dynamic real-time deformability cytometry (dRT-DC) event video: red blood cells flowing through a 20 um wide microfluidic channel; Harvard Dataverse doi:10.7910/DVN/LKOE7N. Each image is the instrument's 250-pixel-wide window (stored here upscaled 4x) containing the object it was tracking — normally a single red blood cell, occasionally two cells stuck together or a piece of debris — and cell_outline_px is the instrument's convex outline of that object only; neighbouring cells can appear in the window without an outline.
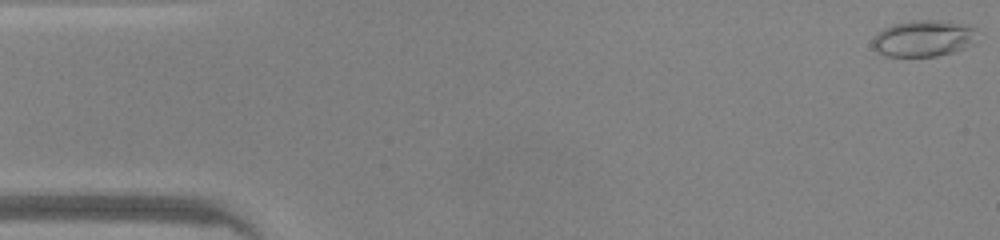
{"species": "common noctule bat (a hibernating species)", "species_latin": "Nyctalus noctula", "temperature_condition": "warm", "stored_images_in_passage": 47, "camera_frame_rate_fps": 3000, "um_per_image_px": 0.085, "animal": {"sex": "male", "body_mass_g": 20.0, "forearm_length_mm": 53.3}, "frame": {"image": 1, "passage_image": 1, "time_ms": 0.0, "image_size_px": [1000, 240], "cell_outline_px": [[976, 28], [972, 44], [956, 52], [936, 56], [884, 56], [876, 52], [872, 48], [872, 40], [884, 28], [892, 24], [912, 20], [948, 20], [964, 24]], "centroid_in_image_um": [78.48, 3.26], "position_along_channel_um": 6.5, "area_um2": 22.37}}
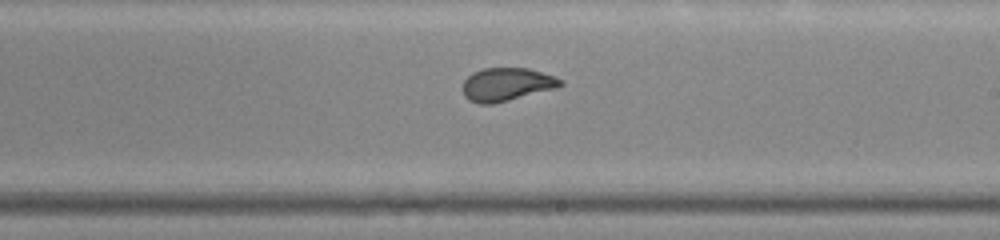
{"frame": {"image": 2, "passage_image": 27, "time_ms": 8.667, "image_size_px": [1000, 240], "cell_outline_px": [[564, 84], [556, 88], [492, 104], [480, 104], [468, 100], [464, 96], [464, 80], [472, 72], [484, 68], [528, 68], [564, 80]], "centroid_in_image_um": [43.05, 7.17], "position_along_channel_um": 245.9, "area_um2": 18.73}}
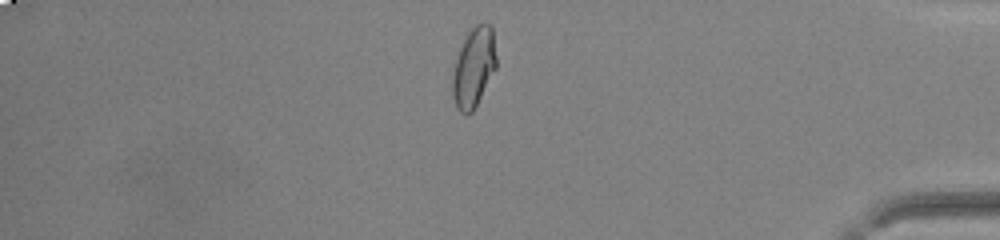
{"frame": {"image": 3, "passage_image": 40, "time_ms": 13.0, "image_size_px": [1000, 240], "cell_outline_px": [[496, 68], [472, 112], [468, 116], [464, 116], [456, 108], [452, 96], [452, 76], [456, 60], [460, 48], [468, 32], [476, 24], [484, 20], [492, 24], [496, 56]], "centroid_in_image_um": [40.27, 5.72], "position_along_channel_um": 394.9, "area_um2": 20.52}, "authors_computed_cell_mechanics": {"area_um2": 20.0566, "velocity_mm_per_s": 4.281, "shape_relaxation_time_tau1_ms": 8.817, "shape_relaxation_time_tau2_ms": null, "deformation_change_tau1": 0.2529, "deformation_change_tau2": null}}